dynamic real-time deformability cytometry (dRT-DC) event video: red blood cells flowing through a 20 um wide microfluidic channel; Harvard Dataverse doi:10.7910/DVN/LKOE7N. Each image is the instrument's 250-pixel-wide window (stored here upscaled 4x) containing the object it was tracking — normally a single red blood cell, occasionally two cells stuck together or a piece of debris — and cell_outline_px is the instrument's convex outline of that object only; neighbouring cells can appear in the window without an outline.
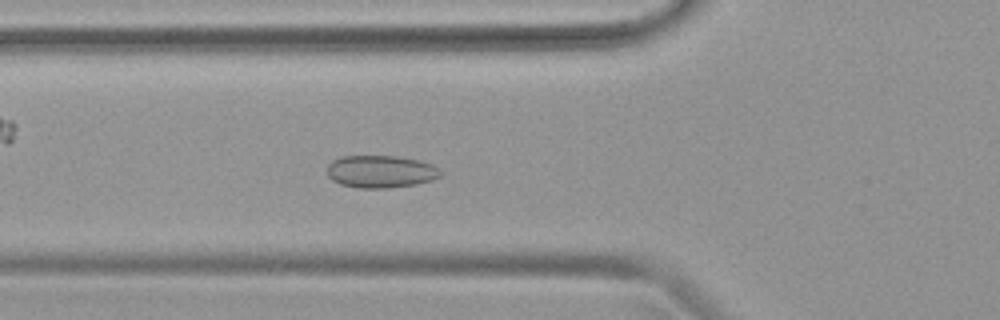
{"species": "common noctule bat (a hibernating species)", "species_latin": "Nyctalus noctula", "temperature_condition": "warm", "stored_images_in_passage": 47, "camera_frame_rate_fps": 3000, "um_per_image_px": 0.085, "animal": {"sex": "female", "body_mass_g": 19.9}, "frame": {"image": 1, "passage_image": 17, "time_ms": 5.333, "image_size_px": [1000, 320], "cell_outline_px": [[444, 172], [440, 176], [432, 180], [416, 184], [388, 188], [356, 188], [340, 184], [332, 180], [328, 176], [328, 164], [332, 160], [340, 156], [396, 156], [420, 160], [432, 164], [440, 168]], "centroid_in_image_um": [32.38, 14.58], "position_along_channel_um": 93.4, "area_um2": 21.73}}
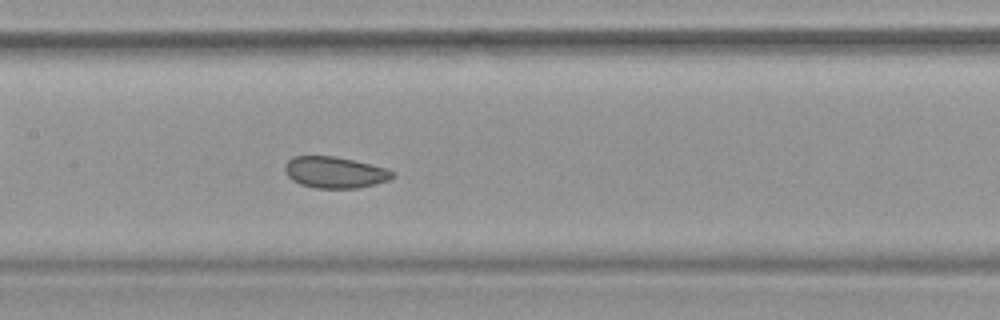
{"frame": {"image": 2, "passage_image": 23, "time_ms": 7.333, "image_size_px": [1000, 320], "cell_outline_px": [[396, 176], [388, 180], [356, 188], [316, 188], [300, 184], [292, 180], [284, 172], [284, 164], [292, 156], [332, 156], [352, 160], [388, 168], [396, 172]], "centroid_in_image_um": [28.45, 14.64], "position_along_channel_um": 179.0, "area_um2": 19.71}}
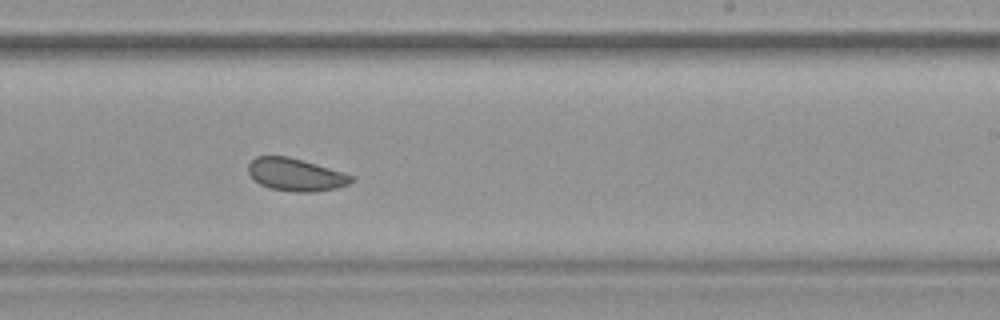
{"frame": {"image": 3, "passage_image": 29, "time_ms": 9.333, "image_size_px": [1000, 320], "cell_outline_px": [[352, 180], [348, 184], [336, 188], [312, 192], [292, 192], [272, 188], [260, 184], [248, 172], [248, 164], [256, 156], [288, 156], [344, 172], [352, 176]], "centroid_in_image_um": [25.12, 14.84], "position_along_channel_um": 263.9, "area_um2": 19.36}}